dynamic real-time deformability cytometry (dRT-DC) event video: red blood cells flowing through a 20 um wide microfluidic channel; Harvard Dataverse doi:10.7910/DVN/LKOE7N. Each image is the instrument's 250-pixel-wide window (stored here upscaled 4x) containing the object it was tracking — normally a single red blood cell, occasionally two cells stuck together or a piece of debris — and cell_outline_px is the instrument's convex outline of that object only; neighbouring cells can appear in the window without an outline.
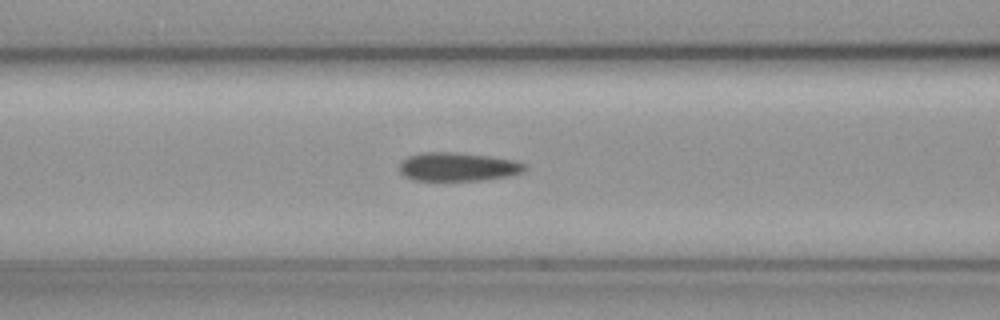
{"species": "common noctule bat (a hibernating species)", "species_latin": "Nyctalus noctula", "temperature_condition": "cold", "stored_images_in_passage": 42, "camera_frame_rate_fps": 3000, "um_per_image_px": 0.085, "animal": {"sex": "female", "body_mass_g": 19.3, "forearm_length_mm": 54.1}, "frame": {"image": 1, "passage_image": 19, "time_ms": 6.0, "image_size_px": [1000, 320], "cell_outline_px": [[528, 168], [524, 172], [508, 176], [480, 180], [412, 180], [404, 176], [400, 172], [400, 164], [408, 156], [424, 152], [452, 152], [488, 156], [512, 160], [524, 164]], "centroid_in_image_um": [38.91, 14.18], "position_along_channel_um": 127.7, "area_um2": 20.69}}